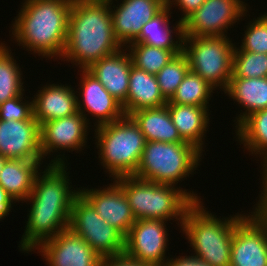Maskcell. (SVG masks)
Listing matches in <instances>:
<instances>
[{
  "label": "cell",
  "instance_id": "6da1fadb",
  "mask_svg": "<svg viewBox=\"0 0 267 266\" xmlns=\"http://www.w3.org/2000/svg\"><path fill=\"white\" fill-rule=\"evenodd\" d=\"M122 48L114 34L108 1H72L62 60L70 61L79 69H87L94 62Z\"/></svg>",
  "mask_w": 267,
  "mask_h": 266
},
{
  "label": "cell",
  "instance_id": "7a4b0ae2",
  "mask_svg": "<svg viewBox=\"0 0 267 266\" xmlns=\"http://www.w3.org/2000/svg\"><path fill=\"white\" fill-rule=\"evenodd\" d=\"M23 1L11 25L14 41L34 55L61 60L73 0Z\"/></svg>",
  "mask_w": 267,
  "mask_h": 266
},
{
  "label": "cell",
  "instance_id": "3957f363",
  "mask_svg": "<svg viewBox=\"0 0 267 266\" xmlns=\"http://www.w3.org/2000/svg\"><path fill=\"white\" fill-rule=\"evenodd\" d=\"M114 182L123 190L136 220L170 221L175 218L178 226L180 224L182 227L187 209L194 202H201L196 193L189 190L187 192L180 186L178 188L170 184H159L134 176L118 177Z\"/></svg>",
  "mask_w": 267,
  "mask_h": 266
},
{
  "label": "cell",
  "instance_id": "277c9868",
  "mask_svg": "<svg viewBox=\"0 0 267 266\" xmlns=\"http://www.w3.org/2000/svg\"><path fill=\"white\" fill-rule=\"evenodd\" d=\"M206 209L202 201L194 202L185 212L182 233L194 250V257L211 266H230L234 229L244 214L238 212L221 219Z\"/></svg>",
  "mask_w": 267,
  "mask_h": 266
},
{
  "label": "cell",
  "instance_id": "5b68a950",
  "mask_svg": "<svg viewBox=\"0 0 267 266\" xmlns=\"http://www.w3.org/2000/svg\"><path fill=\"white\" fill-rule=\"evenodd\" d=\"M99 162L109 177L133 176L138 168L146 138L130 117L103 124L94 129Z\"/></svg>",
  "mask_w": 267,
  "mask_h": 266
},
{
  "label": "cell",
  "instance_id": "8992f818",
  "mask_svg": "<svg viewBox=\"0 0 267 266\" xmlns=\"http://www.w3.org/2000/svg\"><path fill=\"white\" fill-rule=\"evenodd\" d=\"M202 155L199 149L188 142L146 141L133 176L150 182L176 186L190 174H195L194 171L199 166Z\"/></svg>",
  "mask_w": 267,
  "mask_h": 266
},
{
  "label": "cell",
  "instance_id": "52a82bcc",
  "mask_svg": "<svg viewBox=\"0 0 267 266\" xmlns=\"http://www.w3.org/2000/svg\"><path fill=\"white\" fill-rule=\"evenodd\" d=\"M235 46L228 36H184L182 52L191 71L224 92L232 76Z\"/></svg>",
  "mask_w": 267,
  "mask_h": 266
},
{
  "label": "cell",
  "instance_id": "ba28073f",
  "mask_svg": "<svg viewBox=\"0 0 267 266\" xmlns=\"http://www.w3.org/2000/svg\"><path fill=\"white\" fill-rule=\"evenodd\" d=\"M68 228L83 238L102 259L124 255L125 236L100 218L81 194L73 202Z\"/></svg>",
  "mask_w": 267,
  "mask_h": 266
},
{
  "label": "cell",
  "instance_id": "9c48e42d",
  "mask_svg": "<svg viewBox=\"0 0 267 266\" xmlns=\"http://www.w3.org/2000/svg\"><path fill=\"white\" fill-rule=\"evenodd\" d=\"M253 206L236 223L230 266H267V210L258 202Z\"/></svg>",
  "mask_w": 267,
  "mask_h": 266
},
{
  "label": "cell",
  "instance_id": "30bf717a",
  "mask_svg": "<svg viewBox=\"0 0 267 266\" xmlns=\"http://www.w3.org/2000/svg\"><path fill=\"white\" fill-rule=\"evenodd\" d=\"M242 0H205L184 22V36H227L228 27L247 15L248 9Z\"/></svg>",
  "mask_w": 267,
  "mask_h": 266
},
{
  "label": "cell",
  "instance_id": "8fae6325",
  "mask_svg": "<svg viewBox=\"0 0 267 266\" xmlns=\"http://www.w3.org/2000/svg\"><path fill=\"white\" fill-rule=\"evenodd\" d=\"M167 221L139 219L125 236L124 255L151 266H165L170 257L165 256L168 246Z\"/></svg>",
  "mask_w": 267,
  "mask_h": 266
},
{
  "label": "cell",
  "instance_id": "7c38bea8",
  "mask_svg": "<svg viewBox=\"0 0 267 266\" xmlns=\"http://www.w3.org/2000/svg\"><path fill=\"white\" fill-rule=\"evenodd\" d=\"M44 171L36 175L33 189L24 202L48 206H72L75 198L80 194V187H72L65 154H55ZM72 188V189H71ZM74 189V190H73Z\"/></svg>",
  "mask_w": 267,
  "mask_h": 266
},
{
  "label": "cell",
  "instance_id": "4fadbf2b",
  "mask_svg": "<svg viewBox=\"0 0 267 266\" xmlns=\"http://www.w3.org/2000/svg\"><path fill=\"white\" fill-rule=\"evenodd\" d=\"M86 118L77 112L72 116L50 120L40 125V152L43 160L60 150L82 151L86 147L88 128ZM53 154H50V153Z\"/></svg>",
  "mask_w": 267,
  "mask_h": 266
},
{
  "label": "cell",
  "instance_id": "5bb4252c",
  "mask_svg": "<svg viewBox=\"0 0 267 266\" xmlns=\"http://www.w3.org/2000/svg\"><path fill=\"white\" fill-rule=\"evenodd\" d=\"M72 206L30 204L25 232L19 242L20 251L29 253L45 240L68 229Z\"/></svg>",
  "mask_w": 267,
  "mask_h": 266
},
{
  "label": "cell",
  "instance_id": "9a60e30c",
  "mask_svg": "<svg viewBox=\"0 0 267 266\" xmlns=\"http://www.w3.org/2000/svg\"><path fill=\"white\" fill-rule=\"evenodd\" d=\"M35 250L41 252L48 266H98L102 259L69 228L45 240Z\"/></svg>",
  "mask_w": 267,
  "mask_h": 266
},
{
  "label": "cell",
  "instance_id": "2e32d148",
  "mask_svg": "<svg viewBox=\"0 0 267 266\" xmlns=\"http://www.w3.org/2000/svg\"><path fill=\"white\" fill-rule=\"evenodd\" d=\"M78 112H80L89 124V113L97 120L94 123L95 127L103 124L111 123L125 116L122 104L117 101L104 86L90 74L86 69H80ZM82 76V77H81ZM81 90V91H80ZM80 96V97H79ZM87 112V114H86ZM98 118V119H97Z\"/></svg>",
  "mask_w": 267,
  "mask_h": 266
},
{
  "label": "cell",
  "instance_id": "e0dca14e",
  "mask_svg": "<svg viewBox=\"0 0 267 266\" xmlns=\"http://www.w3.org/2000/svg\"><path fill=\"white\" fill-rule=\"evenodd\" d=\"M109 4L116 40L126 48L140 35L142 26L166 6V0H122L117 6Z\"/></svg>",
  "mask_w": 267,
  "mask_h": 266
},
{
  "label": "cell",
  "instance_id": "ac0fdd59",
  "mask_svg": "<svg viewBox=\"0 0 267 266\" xmlns=\"http://www.w3.org/2000/svg\"><path fill=\"white\" fill-rule=\"evenodd\" d=\"M0 155L7 159L43 160L40 152V125L31 120L0 119Z\"/></svg>",
  "mask_w": 267,
  "mask_h": 266
},
{
  "label": "cell",
  "instance_id": "d6986e66",
  "mask_svg": "<svg viewBox=\"0 0 267 266\" xmlns=\"http://www.w3.org/2000/svg\"><path fill=\"white\" fill-rule=\"evenodd\" d=\"M102 188L86 189L84 187L79 190L100 218L126 236L136 221L131 206L123 190L114 181L109 186Z\"/></svg>",
  "mask_w": 267,
  "mask_h": 266
},
{
  "label": "cell",
  "instance_id": "ffe728a7",
  "mask_svg": "<svg viewBox=\"0 0 267 266\" xmlns=\"http://www.w3.org/2000/svg\"><path fill=\"white\" fill-rule=\"evenodd\" d=\"M67 85V86H66ZM32 97L33 117L39 125L50 120L69 117L78 112V91L68 84H47ZM42 89V90H41Z\"/></svg>",
  "mask_w": 267,
  "mask_h": 266
},
{
  "label": "cell",
  "instance_id": "44dd1931",
  "mask_svg": "<svg viewBox=\"0 0 267 266\" xmlns=\"http://www.w3.org/2000/svg\"><path fill=\"white\" fill-rule=\"evenodd\" d=\"M127 49L123 47L118 52L103 57L91 64L86 70L104 86V88L119 101L126 103L132 59Z\"/></svg>",
  "mask_w": 267,
  "mask_h": 266
},
{
  "label": "cell",
  "instance_id": "7402d4cb",
  "mask_svg": "<svg viewBox=\"0 0 267 266\" xmlns=\"http://www.w3.org/2000/svg\"><path fill=\"white\" fill-rule=\"evenodd\" d=\"M171 115L173 124L176 126L180 137L202 153L204 137L209 128V107L194 105H179L174 103L166 104Z\"/></svg>",
  "mask_w": 267,
  "mask_h": 266
},
{
  "label": "cell",
  "instance_id": "603a6c76",
  "mask_svg": "<svg viewBox=\"0 0 267 266\" xmlns=\"http://www.w3.org/2000/svg\"><path fill=\"white\" fill-rule=\"evenodd\" d=\"M160 92L156 75L131 67L126 103L123 105L125 115L145 108H157L167 104Z\"/></svg>",
  "mask_w": 267,
  "mask_h": 266
},
{
  "label": "cell",
  "instance_id": "cb8c5ba5",
  "mask_svg": "<svg viewBox=\"0 0 267 266\" xmlns=\"http://www.w3.org/2000/svg\"><path fill=\"white\" fill-rule=\"evenodd\" d=\"M170 10L166 5L150 21L145 23L142 26L140 35L132 43H142L165 50H182L184 38L183 22L178 20L172 29V26H169L171 23L169 18L172 14ZM173 33L176 35L173 36Z\"/></svg>",
  "mask_w": 267,
  "mask_h": 266
},
{
  "label": "cell",
  "instance_id": "d4e9b609",
  "mask_svg": "<svg viewBox=\"0 0 267 266\" xmlns=\"http://www.w3.org/2000/svg\"><path fill=\"white\" fill-rule=\"evenodd\" d=\"M224 93L245 110L233 121L237 128L250 114L267 108V77L230 78Z\"/></svg>",
  "mask_w": 267,
  "mask_h": 266
},
{
  "label": "cell",
  "instance_id": "484cf974",
  "mask_svg": "<svg viewBox=\"0 0 267 266\" xmlns=\"http://www.w3.org/2000/svg\"><path fill=\"white\" fill-rule=\"evenodd\" d=\"M42 160L8 159L0 173V186L15 202L25 201L34 186Z\"/></svg>",
  "mask_w": 267,
  "mask_h": 266
},
{
  "label": "cell",
  "instance_id": "4316f807",
  "mask_svg": "<svg viewBox=\"0 0 267 266\" xmlns=\"http://www.w3.org/2000/svg\"><path fill=\"white\" fill-rule=\"evenodd\" d=\"M139 126L146 141L185 142L173 124L167 105L137 110L129 115Z\"/></svg>",
  "mask_w": 267,
  "mask_h": 266
},
{
  "label": "cell",
  "instance_id": "83f0119b",
  "mask_svg": "<svg viewBox=\"0 0 267 266\" xmlns=\"http://www.w3.org/2000/svg\"><path fill=\"white\" fill-rule=\"evenodd\" d=\"M236 139L244 149L261 156L262 172L267 169V108L250 114L237 128Z\"/></svg>",
  "mask_w": 267,
  "mask_h": 266
},
{
  "label": "cell",
  "instance_id": "f1b7e54d",
  "mask_svg": "<svg viewBox=\"0 0 267 266\" xmlns=\"http://www.w3.org/2000/svg\"><path fill=\"white\" fill-rule=\"evenodd\" d=\"M10 51L5 43H0V104L25 92L23 73Z\"/></svg>",
  "mask_w": 267,
  "mask_h": 266
},
{
  "label": "cell",
  "instance_id": "f546056e",
  "mask_svg": "<svg viewBox=\"0 0 267 266\" xmlns=\"http://www.w3.org/2000/svg\"><path fill=\"white\" fill-rule=\"evenodd\" d=\"M213 90L215 91L216 89L189 69L175 94L167 103L209 106L207 104H209L213 93H215Z\"/></svg>",
  "mask_w": 267,
  "mask_h": 266
},
{
  "label": "cell",
  "instance_id": "4dcf8cb0",
  "mask_svg": "<svg viewBox=\"0 0 267 266\" xmlns=\"http://www.w3.org/2000/svg\"><path fill=\"white\" fill-rule=\"evenodd\" d=\"M126 47L133 65L153 75L182 52V50H165L142 43H130Z\"/></svg>",
  "mask_w": 267,
  "mask_h": 266
},
{
  "label": "cell",
  "instance_id": "1f68e13d",
  "mask_svg": "<svg viewBox=\"0 0 267 266\" xmlns=\"http://www.w3.org/2000/svg\"><path fill=\"white\" fill-rule=\"evenodd\" d=\"M188 70V60L181 52L156 74L160 92L167 101L175 94Z\"/></svg>",
  "mask_w": 267,
  "mask_h": 266
},
{
  "label": "cell",
  "instance_id": "d6a6232c",
  "mask_svg": "<svg viewBox=\"0 0 267 266\" xmlns=\"http://www.w3.org/2000/svg\"><path fill=\"white\" fill-rule=\"evenodd\" d=\"M267 77V54L234 51L231 78Z\"/></svg>",
  "mask_w": 267,
  "mask_h": 266
},
{
  "label": "cell",
  "instance_id": "836d02e7",
  "mask_svg": "<svg viewBox=\"0 0 267 266\" xmlns=\"http://www.w3.org/2000/svg\"><path fill=\"white\" fill-rule=\"evenodd\" d=\"M266 13V14H265ZM244 37L240 47H236L234 51H249L252 53L267 54V12L261 14L257 19L247 23Z\"/></svg>",
  "mask_w": 267,
  "mask_h": 266
},
{
  "label": "cell",
  "instance_id": "e575fe53",
  "mask_svg": "<svg viewBox=\"0 0 267 266\" xmlns=\"http://www.w3.org/2000/svg\"><path fill=\"white\" fill-rule=\"evenodd\" d=\"M24 92L12 99L0 104V119L9 120H31L33 118V101L24 99ZM25 100V101H24Z\"/></svg>",
  "mask_w": 267,
  "mask_h": 266
},
{
  "label": "cell",
  "instance_id": "d590c367",
  "mask_svg": "<svg viewBox=\"0 0 267 266\" xmlns=\"http://www.w3.org/2000/svg\"><path fill=\"white\" fill-rule=\"evenodd\" d=\"M205 0H166V5L172 9L177 6L178 9L182 11V16L179 19L180 21L184 22L192 13H194L203 3Z\"/></svg>",
  "mask_w": 267,
  "mask_h": 266
},
{
  "label": "cell",
  "instance_id": "8d00e7d4",
  "mask_svg": "<svg viewBox=\"0 0 267 266\" xmlns=\"http://www.w3.org/2000/svg\"><path fill=\"white\" fill-rule=\"evenodd\" d=\"M98 266H151L146 263L135 261L128 258L125 255H120L119 257L103 258L101 259Z\"/></svg>",
  "mask_w": 267,
  "mask_h": 266
},
{
  "label": "cell",
  "instance_id": "74e56055",
  "mask_svg": "<svg viewBox=\"0 0 267 266\" xmlns=\"http://www.w3.org/2000/svg\"><path fill=\"white\" fill-rule=\"evenodd\" d=\"M180 257V258H179ZM165 266H211L208 263L200 260L199 258L191 256H178L175 258H169Z\"/></svg>",
  "mask_w": 267,
  "mask_h": 266
},
{
  "label": "cell",
  "instance_id": "f35d334b",
  "mask_svg": "<svg viewBox=\"0 0 267 266\" xmlns=\"http://www.w3.org/2000/svg\"><path fill=\"white\" fill-rule=\"evenodd\" d=\"M13 203H16L12 197L0 186V212L4 216H8L13 207Z\"/></svg>",
  "mask_w": 267,
  "mask_h": 266
},
{
  "label": "cell",
  "instance_id": "ab89813d",
  "mask_svg": "<svg viewBox=\"0 0 267 266\" xmlns=\"http://www.w3.org/2000/svg\"><path fill=\"white\" fill-rule=\"evenodd\" d=\"M261 192V194H260V196H258V197H260V198H258L259 200H258V203L264 208V209H266L267 210V190H263V191H260Z\"/></svg>",
  "mask_w": 267,
  "mask_h": 266
},
{
  "label": "cell",
  "instance_id": "60d3db41",
  "mask_svg": "<svg viewBox=\"0 0 267 266\" xmlns=\"http://www.w3.org/2000/svg\"><path fill=\"white\" fill-rule=\"evenodd\" d=\"M260 174H262L261 176H262V184H261V186H262V188H261V191L262 190H267V169L266 170H264L262 173H260Z\"/></svg>",
  "mask_w": 267,
  "mask_h": 266
},
{
  "label": "cell",
  "instance_id": "b9f144b4",
  "mask_svg": "<svg viewBox=\"0 0 267 266\" xmlns=\"http://www.w3.org/2000/svg\"><path fill=\"white\" fill-rule=\"evenodd\" d=\"M7 160H8L7 158L2 157V156L0 155V173H1L2 169H3L4 163H5Z\"/></svg>",
  "mask_w": 267,
  "mask_h": 266
},
{
  "label": "cell",
  "instance_id": "7bdbcfd3",
  "mask_svg": "<svg viewBox=\"0 0 267 266\" xmlns=\"http://www.w3.org/2000/svg\"><path fill=\"white\" fill-rule=\"evenodd\" d=\"M4 217L5 216L0 212V221L4 220L5 219Z\"/></svg>",
  "mask_w": 267,
  "mask_h": 266
},
{
  "label": "cell",
  "instance_id": "ee69618b",
  "mask_svg": "<svg viewBox=\"0 0 267 266\" xmlns=\"http://www.w3.org/2000/svg\"><path fill=\"white\" fill-rule=\"evenodd\" d=\"M106 1H108L109 3H112L113 4V0H106ZM115 1H117V0H115Z\"/></svg>",
  "mask_w": 267,
  "mask_h": 266
}]
</instances>
